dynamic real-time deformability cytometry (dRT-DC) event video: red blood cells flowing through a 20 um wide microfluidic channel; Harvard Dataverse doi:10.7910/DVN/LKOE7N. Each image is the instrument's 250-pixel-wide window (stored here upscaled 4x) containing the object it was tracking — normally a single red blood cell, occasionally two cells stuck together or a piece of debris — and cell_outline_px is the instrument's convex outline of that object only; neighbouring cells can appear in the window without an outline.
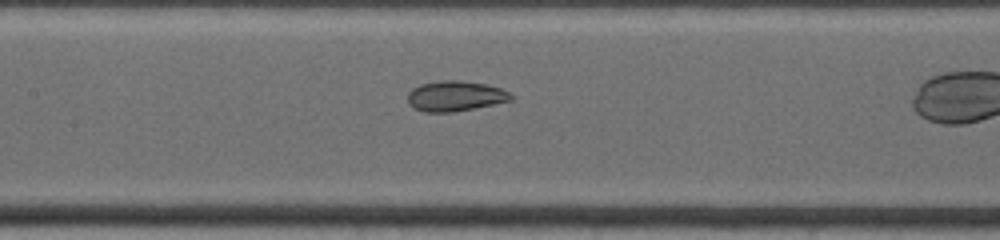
{"species": "common noctule bat (a hibernating species)", "species_latin": "Nyctalus noctula", "temperature_condition": "warm", "stored_images_in_passage": 26, "camera_frame_rate_fps": 4500, "um_per_image_px": 0.085, "animal": {"sex": "female", "body_mass_g": 19.0, "forearm_length_mm": 53.3}, "frame": {"image": 1, "passage_image": 12, "time_ms": 4.0, "image_size_px": [1000, 240], "cell_outline_px": [[512, 100], [452, 112], [424, 112], [412, 108], [408, 104], [408, 92], [412, 88], [420, 84], [440, 80], [460, 80], [488, 84], [500, 88], [508, 92], [512, 96]], "centroid_in_image_um": [38.64, 8.15], "position_along_channel_um": 168.8, "area_um2": 18.26}}
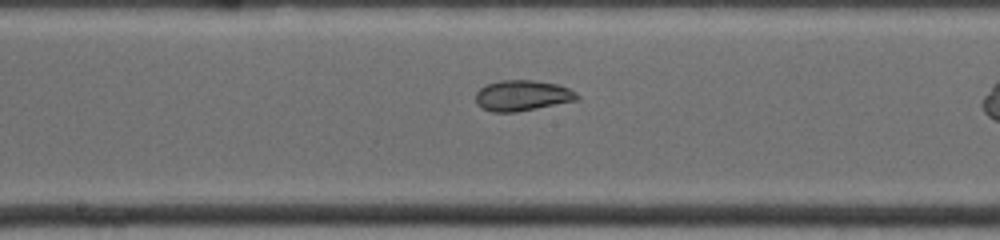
{"frame": {"image": 2, "passage_image": 15, "time_ms": 4.889, "image_size_px": [1000, 240], "cell_outline_px": [[580, 100], [516, 112], [492, 112], [480, 108], [476, 104], [476, 92], [480, 88], [488, 84], [500, 80], [532, 80], [556, 84], [568, 88], [576, 92], [580, 96]], "centroid_in_image_um": [44.4, 8.13], "position_along_channel_um": 203.8, "area_um2": 18.26}}